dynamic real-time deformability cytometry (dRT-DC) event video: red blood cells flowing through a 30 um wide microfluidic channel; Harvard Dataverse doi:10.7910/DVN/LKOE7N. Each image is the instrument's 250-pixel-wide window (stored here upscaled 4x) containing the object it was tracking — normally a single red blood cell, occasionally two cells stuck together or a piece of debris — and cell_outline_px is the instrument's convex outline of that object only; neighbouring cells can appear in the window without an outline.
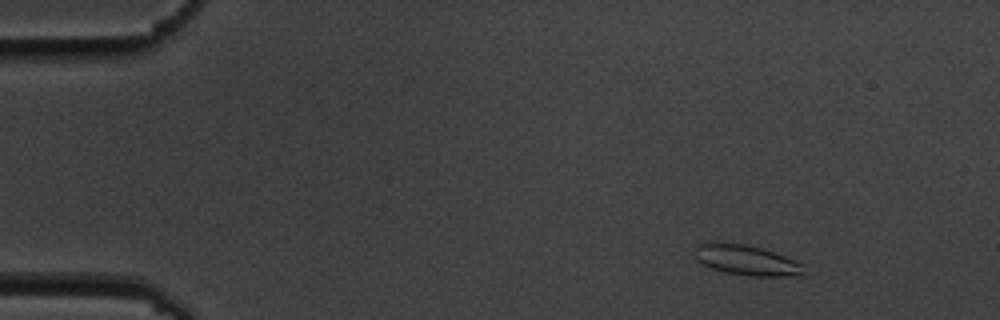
{"species": "common noctule bat (a hibernating species)", "species_latin": "Nyctalus noctula", "temperature_condition": "cold", "stored_images_in_passage": 5, "camera_frame_rate_fps": 3000, "um_per_image_px": 0.085, "animal": {"sex": "male", "body_mass_g": 19.5, "forearm_length_mm": 54.6}, "frame": {"image": 1, "passage_image": 2, "time_ms": 1.333, "image_size_px": [1000, 320], "cell_outline_px": [[804, 264], [800, 272], [784, 276], [748, 276], [724, 272], [712, 268], [696, 260], [692, 256], [692, 248], [700, 244], [744, 244], [760, 248], [784, 256]], "centroid_in_image_um": [63.35, 22.12], "position_along_channel_um": 21.7, "area_um2": 18.61}}
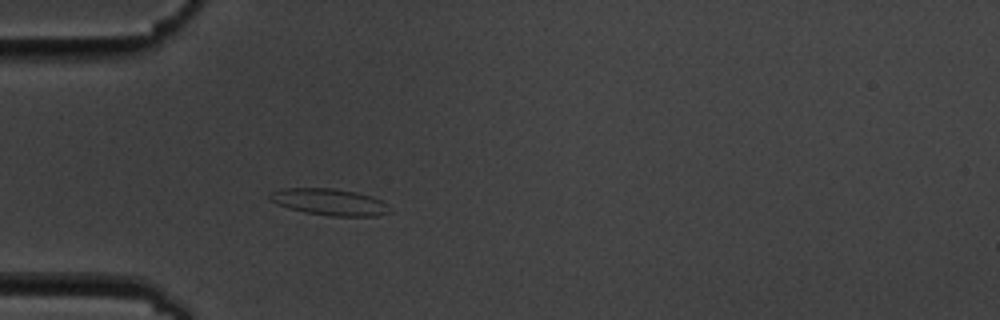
{"frame": {"image": 2, "passage_image": 5, "time_ms": 4.667, "image_size_px": [1000, 320], "cell_outline_px": [[392, 212], [376, 216], [328, 216], [304, 212], [288, 208], [272, 200], [268, 196], [272, 192], [284, 188], [336, 188], [356, 192], [372, 196], [380, 200]], "centroid_in_image_um": [28.02, 17.17], "position_along_channel_um": 57.0, "area_um2": 18.44}}